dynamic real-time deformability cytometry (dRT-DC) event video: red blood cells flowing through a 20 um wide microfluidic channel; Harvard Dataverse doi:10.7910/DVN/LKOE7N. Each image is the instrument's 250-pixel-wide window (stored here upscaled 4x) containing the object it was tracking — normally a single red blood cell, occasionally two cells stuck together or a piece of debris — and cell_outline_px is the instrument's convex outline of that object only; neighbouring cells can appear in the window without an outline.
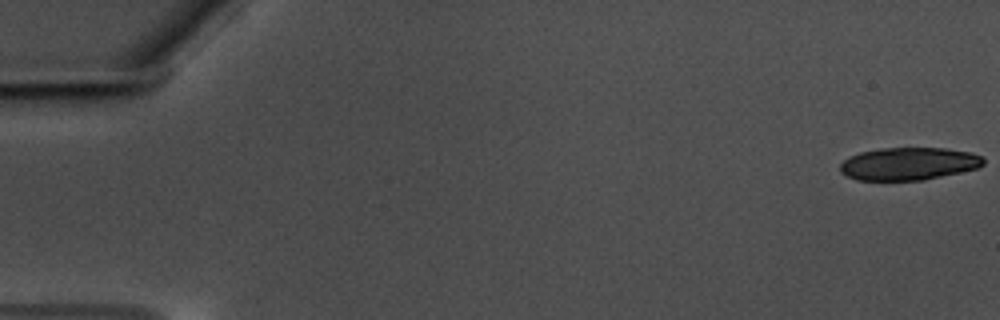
{"species": "common noctule bat (a hibernating species)", "species_latin": "Nyctalus noctula", "temperature_condition": "warm", "stored_images_in_passage": 21, "camera_frame_rate_fps": 3000, "um_per_image_px": 0.085, "animal": {"sex": "male", "body_mass_g": 17.5, "forearm_length_mm": 52.3}, "frame": {"image": 1, "passage_image": 1, "time_ms": 0.0, "image_size_px": [1000, 320], "cell_outline_px": [[984, 164], [980, 168], [924, 180], [856, 180], [840, 172], [840, 164], [848, 156], [860, 152], [880, 148], [944, 148], [972, 152], [984, 156]], "centroid_in_image_um": [77.27, 13.91], "position_along_channel_um": 7.7, "area_um2": 27.57}}
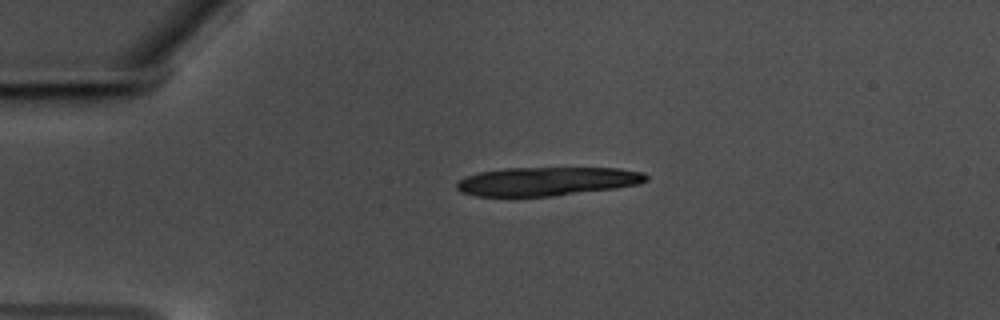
{"frame": {"image": 2, "passage_image": 14, "time_ms": 4.333, "image_size_px": [1000, 320], "cell_outline_px": [[648, 180], [640, 184], [616, 188], [552, 196], [476, 196], [460, 192], [456, 188], [456, 184], [464, 176], [480, 172], [504, 168], [620, 168], [644, 172], [648, 176]], "centroid_in_image_um": [46.51, 15.41], "position_along_channel_um": 38.5, "area_um2": 31.79}}